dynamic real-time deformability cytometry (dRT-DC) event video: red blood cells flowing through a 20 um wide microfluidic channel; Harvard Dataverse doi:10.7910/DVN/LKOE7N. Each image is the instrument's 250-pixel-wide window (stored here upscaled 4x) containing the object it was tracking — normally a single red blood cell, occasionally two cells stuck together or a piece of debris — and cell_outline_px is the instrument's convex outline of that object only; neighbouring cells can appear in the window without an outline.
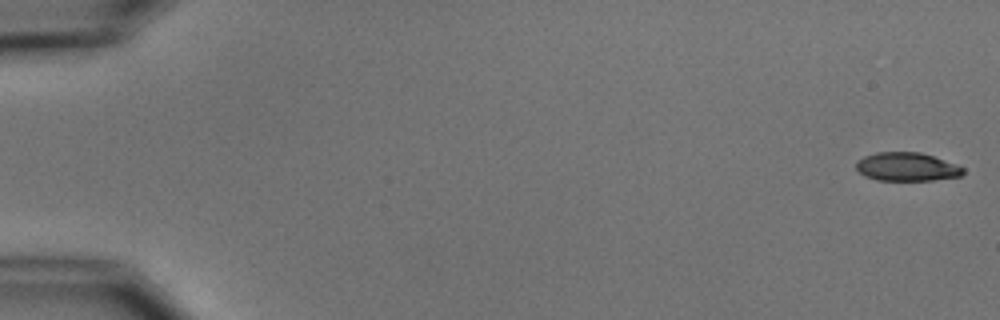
{"species": "common noctule bat (a hibernating species)", "species_latin": "Nyctalus noctula", "temperature_condition": "cold", "stored_images_in_passage": 5, "camera_frame_rate_fps": 3000, "um_per_image_px": 0.085, "animal": {"sex": "male", "body_mass_g": 15.6}, "frame": {"image": 1, "passage_image": 1, "time_ms": 0.0, "image_size_px": [1000, 320], "cell_outline_px": [[964, 172], [960, 176], [932, 180], [876, 180], [864, 176], [856, 168], [856, 160], [864, 156], [876, 152], [920, 152], [956, 164], [964, 168]], "centroid_in_image_um": [77.04, 14.17], "position_along_channel_um": 8.0, "area_um2": 17.74}}
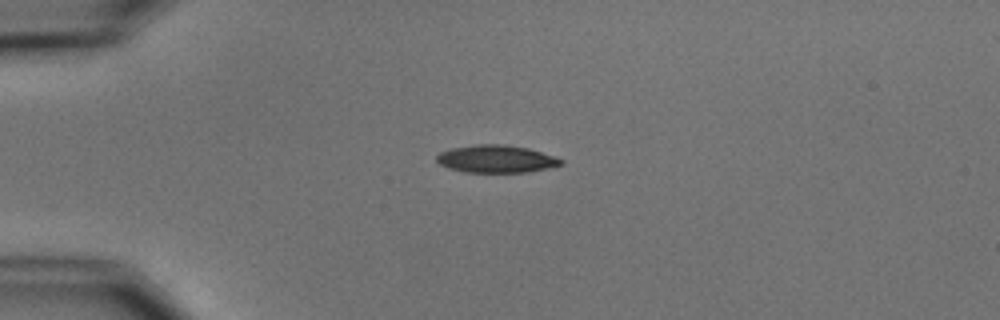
{"frame": {"image": 2, "passage_image": 4, "time_ms": 4.333, "image_size_px": [1000, 320], "cell_outline_px": [[564, 164], [548, 168], [528, 172], [464, 172], [448, 168], [440, 164], [436, 160], [436, 156], [440, 152], [452, 148], [476, 144], [504, 144], [528, 148], [556, 156], [564, 160]], "centroid_in_image_um": [42.2, 13.51], "position_along_channel_um": 42.8, "area_um2": 20.11}}